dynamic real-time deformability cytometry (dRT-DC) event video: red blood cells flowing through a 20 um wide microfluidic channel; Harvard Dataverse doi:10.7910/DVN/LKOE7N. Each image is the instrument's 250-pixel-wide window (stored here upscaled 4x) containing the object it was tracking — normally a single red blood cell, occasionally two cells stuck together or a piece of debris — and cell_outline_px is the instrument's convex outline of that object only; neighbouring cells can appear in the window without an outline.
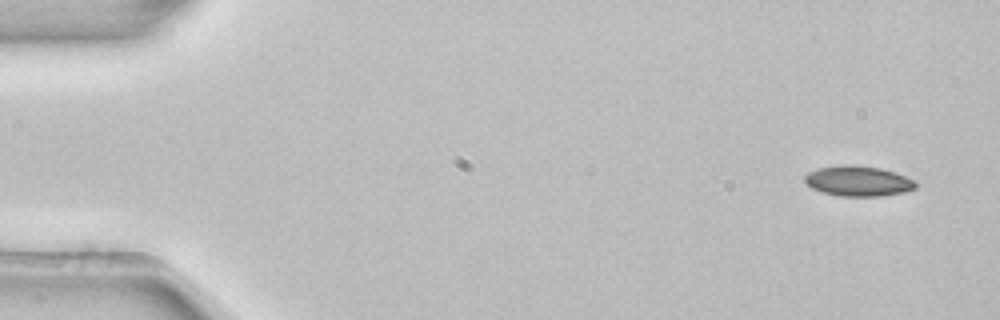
{"species": "common noctule bat (a hibernating species)", "species_latin": "Nyctalus noctula", "temperature_condition": "room temperature", "stored_images_in_passage": 4, "camera_frame_rate_fps": 3000, "um_per_image_px": 0.085, "animal": {"sex": "female", "body_mass_g": 22.7, "forearm_length_mm": 54.2}, "frame": {"image": 1, "passage_image": 1, "time_ms": 0.0, "image_size_px": [1000, 320], "cell_outline_px": [[916, 188], [904, 192], [880, 196], [840, 196], [820, 192], [812, 188], [804, 180], [804, 176], [808, 172], [816, 168], [844, 164], [852, 164], [880, 168], [916, 180]], "centroid_in_image_um": [72.91, 15.38], "position_along_channel_um": 12.1, "area_um2": 19.65}}
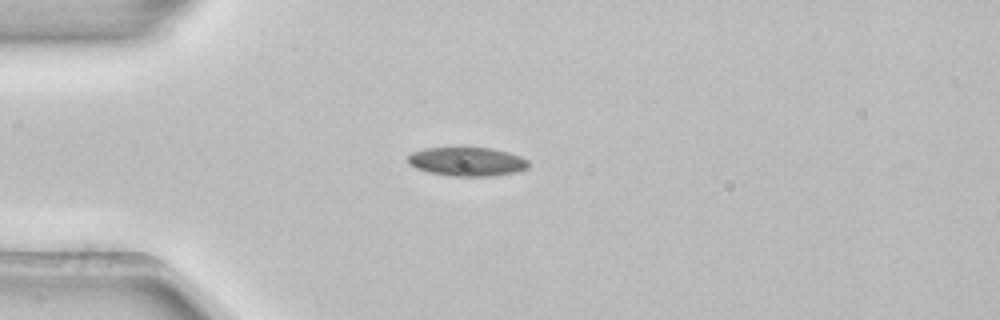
{"frame": {"image": 2, "passage_image": 3, "time_ms": 0.667, "image_size_px": [1000, 320], "cell_outline_px": [[528, 168], [516, 172], [492, 176], [448, 176], [428, 172], [416, 168], [408, 160], [408, 156], [412, 152], [424, 148], [492, 148], [508, 152], [520, 156], [528, 160]], "centroid_in_image_um": [39.72, 13.74], "position_along_channel_um": 45.3, "area_um2": 20.23}}
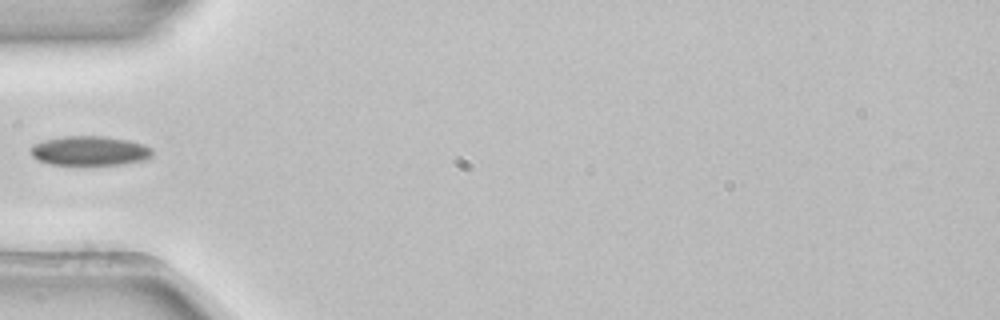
{"frame": {"image": 3, "passage_image": 4, "time_ms": 1.0, "image_size_px": [1000, 320], "cell_outline_px": [[152, 156], [144, 160], [124, 164], [52, 164], [36, 160], [32, 156], [32, 144], [44, 140], [64, 136], [104, 136], [128, 140], [144, 144], [152, 148]], "centroid_in_image_um": [7.64, 12.81], "position_along_channel_um": 77.4, "area_um2": 20.81}}